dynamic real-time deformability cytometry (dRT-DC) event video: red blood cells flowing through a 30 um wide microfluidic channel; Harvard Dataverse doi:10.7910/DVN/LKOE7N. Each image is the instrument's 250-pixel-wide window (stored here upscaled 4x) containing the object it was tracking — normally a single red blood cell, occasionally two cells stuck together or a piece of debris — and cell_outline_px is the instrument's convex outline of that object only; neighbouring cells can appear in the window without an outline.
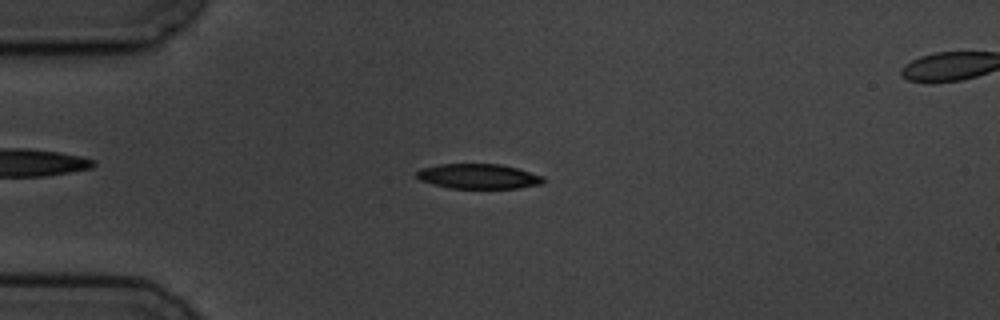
{"species": "common noctule bat (a hibernating species)", "species_latin": "Nyctalus noctula", "temperature_condition": "cold", "stored_images_in_passage": 13, "segment_of_instrument_passage": [1, 2], "camera_frame_rate_fps": 3000, "um_per_image_px": 0.085, "animal": {"sex": "male", "body_mass_g": 19.5, "forearm_length_mm": 54.6}, "frame": {"image": 1, "passage_image": 1, "time_ms": 0.0, "image_size_px": [1000, 320], "cell_outline_px": [[544, 180], [540, 184], [520, 188], [448, 188], [432, 184], [420, 180], [416, 176], [416, 172], [424, 168], [440, 164], [500, 164], [516, 168], [544, 176]], "centroid_in_image_um": [40.66, 14.99], "position_along_channel_um": 44.3, "area_um2": 18.26}}
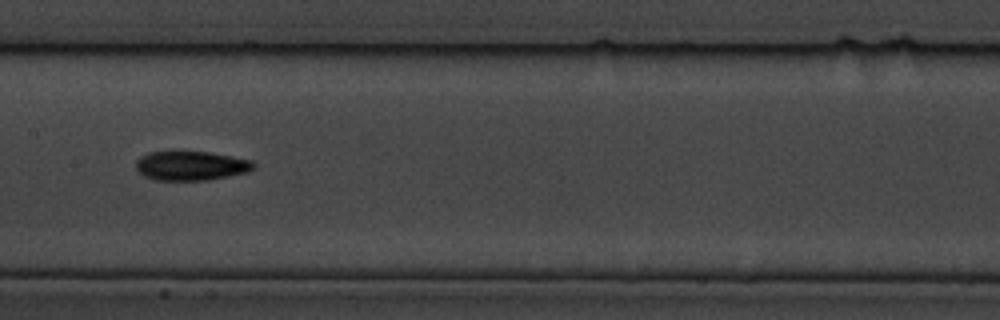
{"frame": {"image": 2, "passage_image": 5, "time_ms": 4.667, "image_size_px": [1000, 320], "cell_outline_px": [[256, 168], [248, 172], [208, 180], [156, 180], [144, 176], [136, 172], [136, 160], [140, 156], [148, 152], [208, 152], [252, 160], [256, 164]], "centroid_in_image_um": [16.23, 14.09], "position_along_channel_um": 191.2, "area_um2": 20.17}}
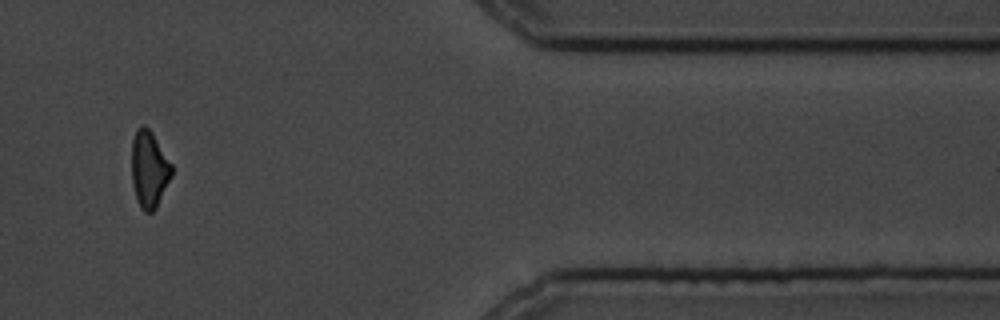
{"frame": {"image": 3, "passage_image": 10, "time_ms": 11.333, "image_size_px": [1000, 320], "cell_outline_px": [[172, 176], [156, 208], [152, 212], [144, 212], [140, 208], [136, 200], [132, 184], [132, 140], [136, 128], [140, 124], [144, 124], [152, 132], [172, 164]], "centroid_in_image_um": [12.67, 14.38], "position_along_channel_um": 398.7, "area_um2": 18.15}}